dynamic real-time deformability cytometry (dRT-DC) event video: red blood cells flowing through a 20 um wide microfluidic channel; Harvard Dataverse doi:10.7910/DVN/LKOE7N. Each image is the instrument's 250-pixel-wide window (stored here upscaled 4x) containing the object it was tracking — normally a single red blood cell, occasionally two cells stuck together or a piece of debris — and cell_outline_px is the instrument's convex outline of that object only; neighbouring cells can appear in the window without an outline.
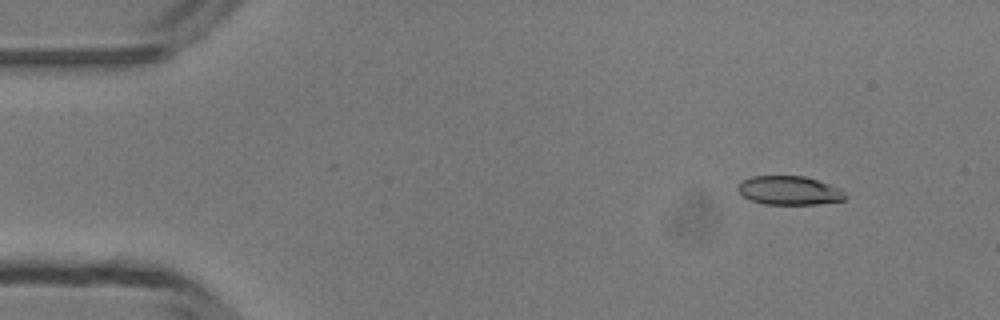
{"species": "common noctule bat (a hibernating species)", "species_latin": "Nyctalus noctula", "temperature_condition": "room temperature", "stored_images_in_passage": 49, "camera_frame_rate_fps": 3000, "um_per_image_px": 0.085, "animal": {"sex": "male", "body_mass_g": 13.3}, "frame": {"image": 1, "passage_image": 5, "time_ms": 1.333, "image_size_px": [1000, 320], "cell_outline_px": [[848, 196], [844, 200], [816, 204], [764, 204], [752, 200], [744, 196], [736, 188], [744, 180], [752, 176], [804, 176], [840, 188], [848, 192]], "centroid_in_image_um": [67.14, 16.19], "position_along_channel_um": 17.9, "area_um2": 17.92}}
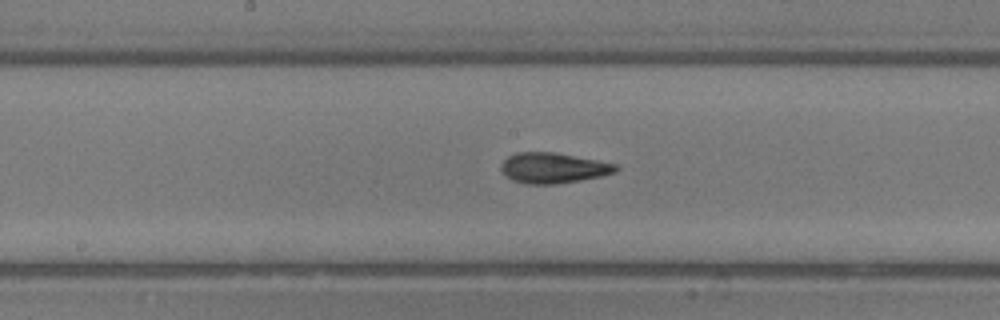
{"frame": {"image": 2, "passage_image": 25, "time_ms": 8.0, "image_size_px": [1000, 320], "cell_outline_px": [[620, 168], [616, 172], [600, 176], [580, 180], [556, 184], [524, 184], [512, 180], [504, 176], [500, 168], [500, 164], [508, 156], [516, 152], [556, 152], [616, 164]], "centroid_in_image_um": [46.98, 14.28], "position_along_channel_um": 201.2, "area_um2": 20.52}}
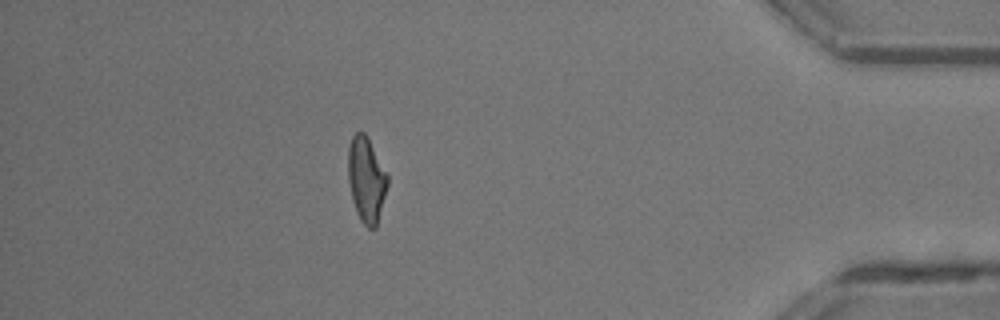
{"frame": {"image": 3, "passage_image": 43, "time_ms": 14.0, "image_size_px": [1000, 320], "cell_outline_px": [[388, 184], [376, 228], [368, 228], [360, 220], [356, 212], [352, 200], [348, 180], [348, 148], [352, 136], [356, 132], [364, 132], [388, 176]], "centroid_in_image_um": [31.12, 15.29], "position_along_channel_um": 404.1, "area_um2": 19.36}, "authors_computed_cell_mechanics": {"area_um2": 19.7098, "velocity_mm_per_s": 4.2016, "shape_relaxation_time_tau1_ms": 6.8564, "shape_relaxation_time_tau2_ms": 1.5787, "deformation_change_tau1": 0.2001, "deformation_change_tau2": 0.0894}}